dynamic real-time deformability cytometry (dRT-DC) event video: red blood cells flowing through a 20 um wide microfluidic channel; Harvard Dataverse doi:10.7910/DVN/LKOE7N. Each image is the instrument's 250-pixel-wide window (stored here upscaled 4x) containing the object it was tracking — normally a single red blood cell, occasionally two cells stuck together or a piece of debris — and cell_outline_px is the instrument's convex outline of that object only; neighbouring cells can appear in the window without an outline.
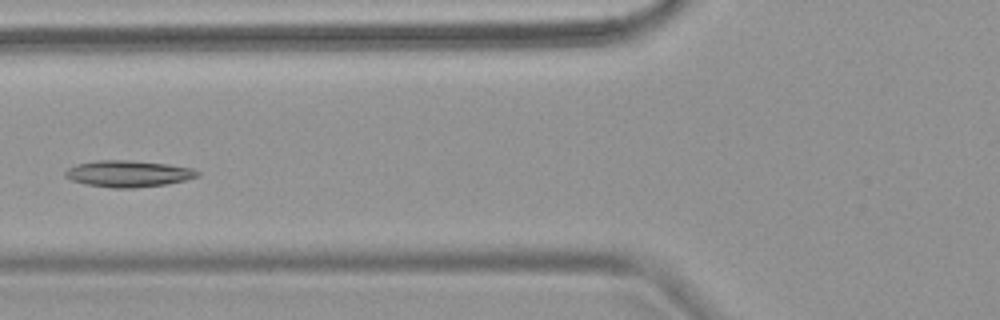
{"species": "common noctule bat (a hibernating species)", "species_latin": "Nyctalus noctula", "temperature_condition": "warm", "stored_images_in_passage": 6, "camera_frame_rate_fps": 3000, "um_per_image_px": 0.085, "animal": {"sex": "female", "body_mass_g": 18.4}, "frame": {"image": 1, "passage_image": 6, "time_ms": 6.667, "image_size_px": [1000, 320], "cell_outline_px": [[200, 176], [184, 180], [164, 184], [136, 188], [112, 188], [84, 184], [72, 180], [64, 176], [64, 172], [68, 168], [76, 164], [96, 160], [132, 160], [168, 164], [192, 168], [200, 172]], "centroid_in_image_um": [10.88, 14.76], "position_along_channel_um": 114.9, "area_um2": 20.52}}